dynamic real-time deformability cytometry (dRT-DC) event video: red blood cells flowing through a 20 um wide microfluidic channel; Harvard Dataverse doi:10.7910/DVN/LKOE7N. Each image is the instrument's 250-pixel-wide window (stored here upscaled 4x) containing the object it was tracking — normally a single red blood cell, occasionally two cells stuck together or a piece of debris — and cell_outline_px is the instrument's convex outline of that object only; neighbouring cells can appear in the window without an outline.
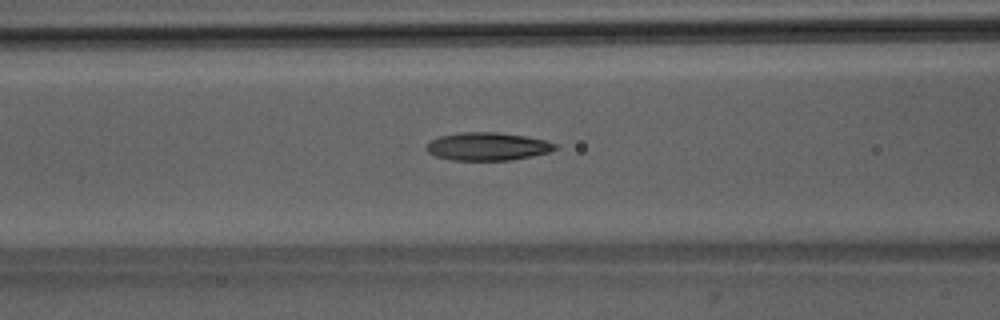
{"species": "Egyptian fruit bat (a non-hibernating species)", "species_latin": "Rousettus aegyptiacus", "temperature_condition": "room temperature", "stored_images_in_passage": 40, "camera_frame_rate_fps": 3000, "um_per_image_px": 0.085, "animal": {"sex": "male"}, "frame": {"image": 1, "passage_image": 10, "time_ms": 3.0, "image_size_px": [1000, 320], "cell_outline_px": [[560, 148], [548, 152], [532, 156], [512, 160], [452, 160], [436, 156], [428, 152], [424, 148], [432, 140], [440, 136], [460, 132], [496, 132], [524, 136], [544, 140], [556, 144]], "centroid_in_image_um": [41.44, 12.45], "position_along_channel_um": 125.2, "area_um2": 20.92}}
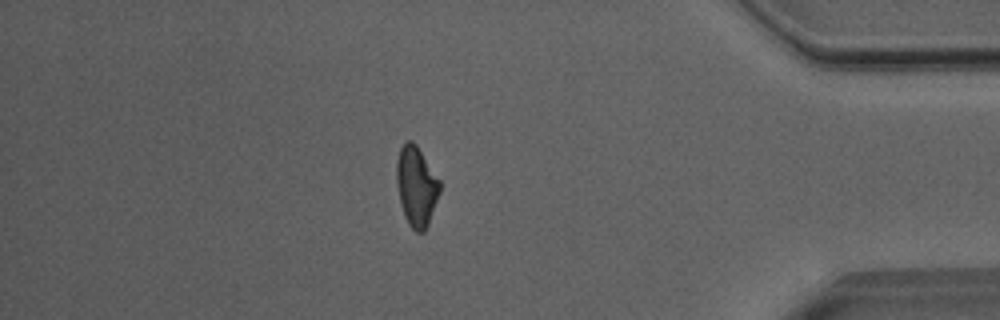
{"frame": {"image": 2, "passage_image": 33, "time_ms": 10.667, "image_size_px": [1000, 320], "cell_outline_px": [[440, 192], [428, 224], [424, 232], [416, 232], [408, 224], [404, 216], [400, 200], [396, 180], [396, 160], [400, 148], [408, 140], [412, 140], [416, 144], [440, 180]], "centroid_in_image_um": [35.39, 15.82], "position_along_channel_um": 399.8, "area_um2": 20.06}}
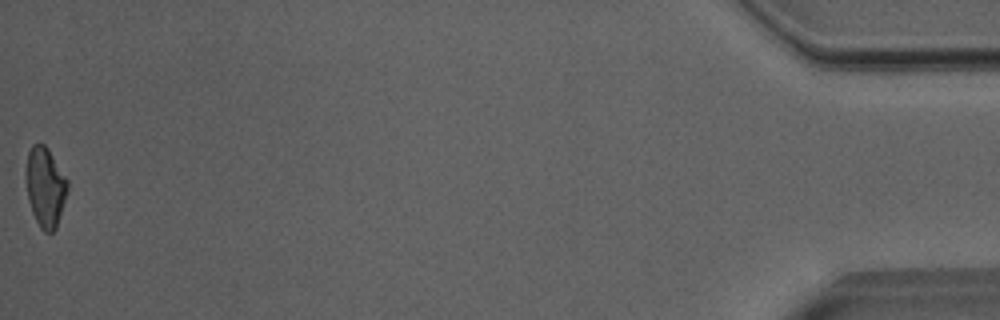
{"frame": {"image": 3, "passage_image": 40, "time_ms": 13.0, "image_size_px": [1000, 320], "cell_outline_px": [[68, 192], [56, 228], [52, 232], [44, 232], [40, 228], [32, 212], [28, 200], [24, 176], [28, 152], [32, 144], [44, 144], [48, 148], [68, 180]], "centroid_in_image_um": [3.84, 15.89], "position_along_channel_um": 431.4, "area_um2": 19.59}}